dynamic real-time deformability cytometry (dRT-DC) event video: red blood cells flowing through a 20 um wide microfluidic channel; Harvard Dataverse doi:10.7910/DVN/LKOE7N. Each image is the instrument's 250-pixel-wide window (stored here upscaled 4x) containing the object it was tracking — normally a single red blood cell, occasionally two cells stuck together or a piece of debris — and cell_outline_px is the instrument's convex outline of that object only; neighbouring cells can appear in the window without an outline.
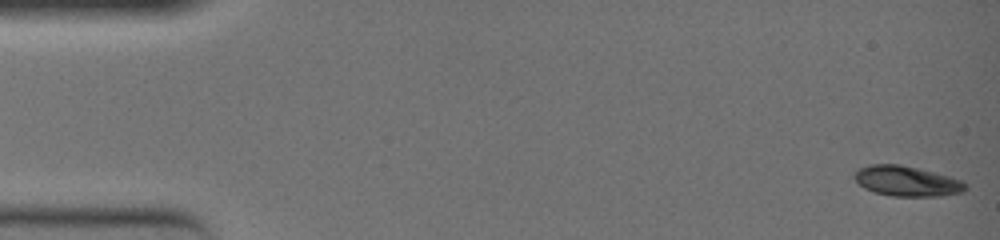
{"species": "common noctule bat (a hibernating species)", "species_latin": "Nyctalus noctula", "temperature_condition": "warm", "stored_images_in_passage": 49, "camera_frame_rate_fps": 3000, "um_per_image_px": 0.085, "animal": {"sex": "female", "body_mass_g": 19.0, "forearm_length_mm": 51.5}, "frame": {"image": 1, "passage_image": 1, "time_ms": 0.0, "image_size_px": [1000, 240], "cell_outline_px": [[968, 188], [964, 192], [940, 196], [892, 196], [876, 192], [864, 188], [852, 176], [860, 168], [868, 164], [900, 164], [964, 180], [968, 184]], "centroid_in_image_um": [77.12, 15.4], "position_along_channel_um": 7.9, "area_um2": 19.54}}
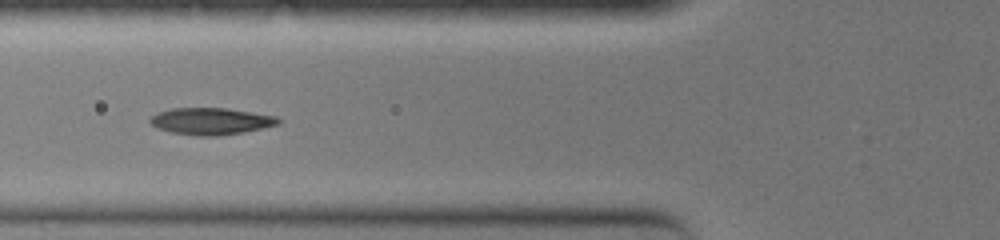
{"frame": {"image": 2, "passage_image": 20, "time_ms": 6.333, "image_size_px": [1000, 240], "cell_outline_px": [[280, 124], [244, 132], [220, 136], [200, 136], [172, 132], [156, 128], [148, 120], [156, 112], [172, 108], [228, 108], [276, 116], [280, 120]], "centroid_in_image_um": [17.92, 10.3], "position_along_channel_um": 107.9, "area_um2": 20.11}}
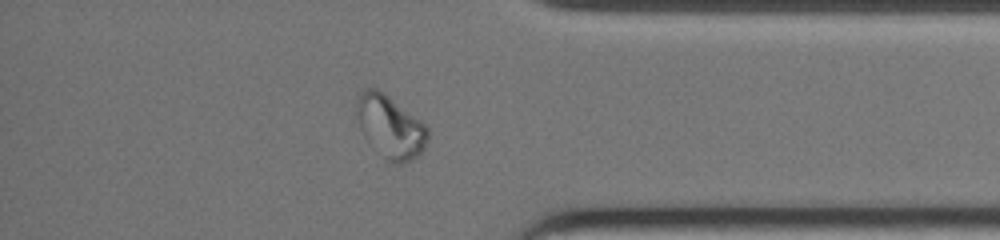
{"frame": {"image": 3, "passage_image": 43, "time_ms": 14.0, "image_size_px": [1000, 240], "cell_outline_px": [[428, 140], [424, 148], [416, 156], [404, 164], [392, 164], [384, 156], [360, 128], [356, 112], [356, 100], [360, 92], [364, 88], [376, 88], [384, 92], [420, 120], [428, 128]], "centroid_in_image_um": [33.19, 10.73], "position_along_channel_um": 402.0, "area_um2": 25.43}, "authors_computed_cell_mechanics": {"area_um2": 19.5364, "velocity_mm_per_s": 3.8999, "shape_relaxation_time_tau1_ms": null, "shape_relaxation_time_tau2_ms": 1.0807, "deformation_change_tau1": null, "deformation_change_tau2": 0.0398}}